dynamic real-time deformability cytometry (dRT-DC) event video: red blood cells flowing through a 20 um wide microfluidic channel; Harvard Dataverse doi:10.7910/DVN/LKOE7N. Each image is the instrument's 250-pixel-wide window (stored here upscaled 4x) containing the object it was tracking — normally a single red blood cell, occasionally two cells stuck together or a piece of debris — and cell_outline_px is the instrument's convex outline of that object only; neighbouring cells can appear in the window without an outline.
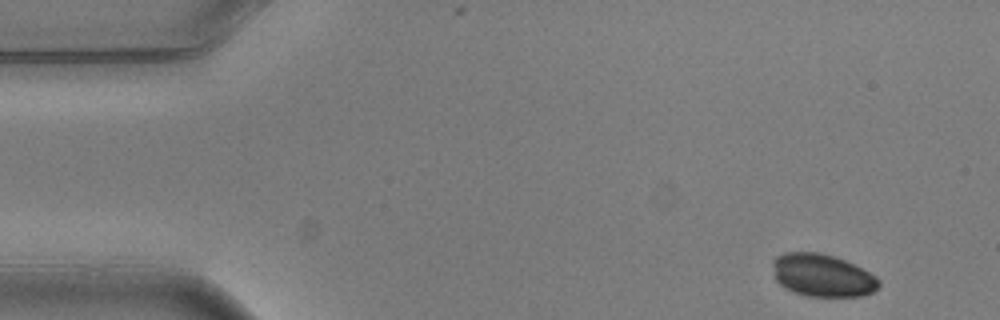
{"species": "common noctule bat (a hibernating species)", "species_latin": "Nyctalus noctula", "temperature_condition": "warm", "stored_images_in_passage": 5, "camera_frame_rate_fps": 3000, "um_per_image_px": 0.085, "animal": {"sex": "male", "body_mass_g": 20.5, "forearm_length_mm": 52.5}, "frame": {"image": 1, "passage_image": 1, "time_ms": 0.0, "image_size_px": [1000, 320], "cell_outline_px": [[880, 284], [872, 292], [860, 296], [804, 296], [792, 292], [784, 288], [776, 280], [772, 264], [772, 260], [776, 256], [784, 252], [820, 252], [844, 260], [876, 276], [880, 280]], "centroid_in_image_um": [69.85, 23.41], "position_along_channel_um": 15.1, "area_um2": 26.36}}
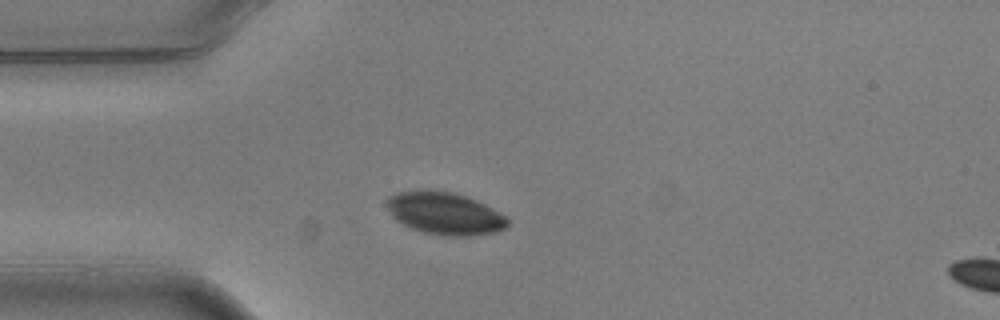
{"frame": {"image": 2, "passage_image": 4, "time_ms": 1.0, "image_size_px": [1000, 320], "cell_outline_px": [[508, 224], [504, 228], [496, 232], [468, 236], [452, 236], [424, 232], [412, 228], [396, 220], [392, 216], [384, 200], [388, 196], [400, 192], [452, 192], [476, 200], [500, 212], [508, 220]], "centroid_in_image_um": [37.81, 18.16], "position_along_channel_um": 47.2, "area_um2": 29.07}}